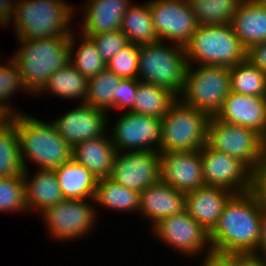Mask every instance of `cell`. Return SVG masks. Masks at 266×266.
Segmentation results:
<instances>
[{"label": "cell", "instance_id": "ee69618b", "mask_svg": "<svg viewBox=\"0 0 266 266\" xmlns=\"http://www.w3.org/2000/svg\"><path fill=\"white\" fill-rule=\"evenodd\" d=\"M237 266H266V259L253 255L237 254Z\"/></svg>", "mask_w": 266, "mask_h": 266}, {"label": "cell", "instance_id": "cb8c5ba5", "mask_svg": "<svg viewBox=\"0 0 266 266\" xmlns=\"http://www.w3.org/2000/svg\"><path fill=\"white\" fill-rule=\"evenodd\" d=\"M230 24L246 50L266 41V8L256 0H242Z\"/></svg>", "mask_w": 266, "mask_h": 266}, {"label": "cell", "instance_id": "c3c4849f", "mask_svg": "<svg viewBox=\"0 0 266 266\" xmlns=\"http://www.w3.org/2000/svg\"><path fill=\"white\" fill-rule=\"evenodd\" d=\"M258 3H260L264 8H266V0H256Z\"/></svg>", "mask_w": 266, "mask_h": 266}, {"label": "cell", "instance_id": "603a6c76", "mask_svg": "<svg viewBox=\"0 0 266 266\" xmlns=\"http://www.w3.org/2000/svg\"><path fill=\"white\" fill-rule=\"evenodd\" d=\"M29 172L28 169H25L22 173L28 212L36 211L40 215L46 208L64 200L54 170L38 169L32 175L33 177L29 176Z\"/></svg>", "mask_w": 266, "mask_h": 266}, {"label": "cell", "instance_id": "8d00e7d4", "mask_svg": "<svg viewBox=\"0 0 266 266\" xmlns=\"http://www.w3.org/2000/svg\"><path fill=\"white\" fill-rule=\"evenodd\" d=\"M139 68V46L129 43L107 63L106 69L122 79L137 78Z\"/></svg>", "mask_w": 266, "mask_h": 266}, {"label": "cell", "instance_id": "7402d4cb", "mask_svg": "<svg viewBox=\"0 0 266 266\" xmlns=\"http://www.w3.org/2000/svg\"><path fill=\"white\" fill-rule=\"evenodd\" d=\"M116 153L107 131L102 136L72 147V159L90 171L97 180L110 177Z\"/></svg>", "mask_w": 266, "mask_h": 266}, {"label": "cell", "instance_id": "44dd1931", "mask_svg": "<svg viewBox=\"0 0 266 266\" xmlns=\"http://www.w3.org/2000/svg\"><path fill=\"white\" fill-rule=\"evenodd\" d=\"M233 193L221 187L203 186L186 193V211L209 233Z\"/></svg>", "mask_w": 266, "mask_h": 266}, {"label": "cell", "instance_id": "f546056e", "mask_svg": "<svg viewBox=\"0 0 266 266\" xmlns=\"http://www.w3.org/2000/svg\"><path fill=\"white\" fill-rule=\"evenodd\" d=\"M75 34L76 31H72L69 37L70 64L87 78L98 75L106 69V62L100 56L95 43L90 37L77 33L80 40H76L75 36L77 35Z\"/></svg>", "mask_w": 266, "mask_h": 266}, {"label": "cell", "instance_id": "d6a6232c", "mask_svg": "<svg viewBox=\"0 0 266 266\" xmlns=\"http://www.w3.org/2000/svg\"><path fill=\"white\" fill-rule=\"evenodd\" d=\"M230 91L242 95L266 97V74L247 58L229 68Z\"/></svg>", "mask_w": 266, "mask_h": 266}, {"label": "cell", "instance_id": "b9f144b4", "mask_svg": "<svg viewBox=\"0 0 266 266\" xmlns=\"http://www.w3.org/2000/svg\"><path fill=\"white\" fill-rule=\"evenodd\" d=\"M246 58L266 74V41L247 49Z\"/></svg>", "mask_w": 266, "mask_h": 266}, {"label": "cell", "instance_id": "ffe728a7", "mask_svg": "<svg viewBox=\"0 0 266 266\" xmlns=\"http://www.w3.org/2000/svg\"><path fill=\"white\" fill-rule=\"evenodd\" d=\"M132 0H87L81 7L85 36L121 30L123 17Z\"/></svg>", "mask_w": 266, "mask_h": 266}, {"label": "cell", "instance_id": "9c48e42d", "mask_svg": "<svg viewBox=\"0 0 266 266\" xmlns=\"http://www.w3.org/2000/svg\"><path fill=\"white\" fill-rule=\"evenodd\" d=\"M207 144L244 163L253 173L266 157V140L255 130L210 116Z\"/></svg>", "mask_w": 266, "mask_h": 266}, {"label": "cell", "instance_id": "ab89813d", "mask_svg": "<svg viewBox=\"0 0 266 266\" xmlns=\"http://www.w3.org/2000/svg\"><path fill=\"white\" fill-rule=\"evenodd\" d=\"M202 266H237V254L221 253L211 250L204 253ZM200 265V266H201Z\"/></svg>", "mask_w": 266, "mask_h": 266}, {"label": "cell", "instance_id": "3957f363", "mask_svg": "<svg viewBox=\"0 0 266 266\" xmlns=\"http://www.w3.org/2000/svg\"><path fill=\"white\" fill-rule=\"evenodd\" d=\"M20 48L12 56L18 65L25 90L37 96L57 70L70 63L69 37L17 39Z\"/></svg>", "mask_w": 266, "mask_h": 266}, {"label": "cell", "instance_id": "1f68e13d", "mask_svg": "<svg viewBox=\"0 0 266 266\" xmlns=\"http://www.w3.org/2000/svg\"><path fill=\"white\" fill-rule=\"evenodd\" d=\"M121 79L108 69L88 78V93L84 103L109 113L117 104V89Z\"/></svg>", "mask_w": 266, "mask_h": 266}, {"label": "cell", "instance_id": "8fae6325", "mask_svg": "<svg viewBox=\"0 0 266 266\" xmlns=\"http://www.w3.org/2000/svg\"><path fill=\"white\" fill-rule=\"evenodd\" d=\"M122 113L108 131L117 152L157 151L162 153V118L134 112Z\"/></svg>", "mask_w": 266, "mask_h": 266}, {"label": "cell", "instance_id": "7a4b0ae2", "mask_svg": "<svg viewBox=\"0 0 266 266\" xmlns=\"http://www.w3.org/2000/svg\"><path fill=\"white\" fill-rule=\"evenodd\" d=\"M11 121L18 134L24 169H29L28 159L44 170H55L72 159V147L59 136L51 121L39 120L26 112L13 115Z\"/></svg>", "mask_w": 266, "mask_h": 266}, {"label": "cell", "instance_id": "74e56055", "mask_svg": "<svg viewBox=\"0 0 266 266\" xmlns=\"http://www.w3.org/2000/svg\"><path fill=\"white\" fill-rule=\"evenodd\" d=\"M89 37L106 63L129 44L126 35L121 30L93 34Z\"/></svg>", "mask_w": 266, "mask_h": 266}, {"label": "cell", "instance_id": "83f0119b", "mask_svg": "<svg viewBox=\"0 0 266 266\" xmlns=\"http://www.w3.org/2000/svg\"><path fill=\"white\" fill-rule=\"evenodd\" d=\"M121 31L129 43L137 46L160 42L154 30L148 1L144 4L133 3L128 8L122 20Z\"/></svg>", "mask_w": 266, "mask_h": 266}, {"label": "cell", "instance_id": "7c38bea8", "mask_svg": "<svg viewBox=\"0 0 266 266\" xmlns=\"http://www.w3.org/2000/svg\"><path fill=\"white\" fill-rule=\"evenodd\" d=\"M150 228H152V234L154 233L164 245L172 247L177 253L188 256L190 259L212 250L209 232L187 211L164 217Z\"/></svg>", "mask_w": 266, "mask_h": 266}, {"label": "cell", "instance_id": "30bf717a", "mask_svg": "<svg viewBox=\"0 0 266 266\" xmlns=\"http://www.w3.org/2000/svg\"><path fill=\"white\" fill-rule=\"evenodd\" d=\"M94 205L93 199H64L46 208L40 214L46 223L50 238L53 237V240L56 239L58 242H68L86 237L93 227L95 228L98 219Z\"/></svg>", "mask_w": 266, "mask_h": 266}, {"label": "cell", "instance_id": "7bdbcfd3", "mask_svg": "<svg viewBox=\"0 0 266 266\" xmlns=\"http://www.w3.org/2000/svg\"><path fill=\"white\" fill-rule=\"evenodd\" d=\"M266 259V207L261 204V220H260V238L258 249L253 255Z\"/></svg>", "mask_w": 266, "mask_h": 266}, {"label": "cell", "instance_id": "4fadbf2b", "mask_svg": "<svg viewBox=\"0 0 266 266\" xmlns=\"http://www.w3.org/2000/svg\"><path fill=\"white\" fill-rule=\"evenodd\" d=\"M149 8L160 42L186 47L197 28L186 0H150Z\"/></svg>", "mask_w": 266, "mask_h": 266}, {"label": "cell", "instance_id": "484cf974", "mask_svg": "<svg viewBox=\"0 0 266 266\" xmlns=\"http://www.w3.org/2000/svg\"><path fill=\"white\" fill-rule=\"evenodd\" d=\"M93 200L95 205L114 212L139 211V193L118 184L110 177L97 180Z\"/></svg>", "mask_w": 266, "mask_h": 266}, {"label": "cell", "instance_id": "ba28073f", "mask_svg": "<svg viewBox=\"0 0 266 266\" xmlns=\"http://www.w3.org/2000/svg\"><path fill=\"white\" fill-rule=\"evenodd\" d=\"M229 93V68L216 65H188L184 87L178 98L184 104L214 116Z\"/></svg>", "mask_w": 266, "mask_h": 266}, {"label": "cell", "instance_id": "60d3db41", "mask_svg": "<svg viewBox=\"0 0 266 266\" xmlns=\"http://www.w3.org/2000/svg\"><path fill=\"white\" fill-rule=\"evenodd\" d=\"M252 190L257 195L261 204L266 207V157L253 173Z\"/></svg>", "mask_w": 266, "mask_h": 266}, {"label": "cell", "instance_id": "f35d334b", "mask_svg": "<svg viewBox=\"0 0 266 266\" xmlns=\"http://www.w3.org/2000/svg\"><path fill=\"white\" fill-rule=\"evenodd\" d=\"M138 82V78L121 79L117 89V104L114 106V110L129 112L133 108Z\"/></svg>", "mask_w": 266, "mask_h": 266}, {"label": "cell", "instance_id": "ac0fdd59", "mask_svg": "<svg viewBox=\"0 0 266 266\" xmlns=\"http://www.w3.org/2000/svg\"><path fill=\"white\" fill-rule=\"evenodd\" d=\"M213 117L255 130L266 140V97L230 91Z\"/></svg>", "mask_w": 266, "mask_h": 266}, {"label": "cell", "instance_id": "bcb514c9", "mask_svg": "<svg viewBox=\"0 0 266 266\" xmlns=\"http://www.w3.org/2000/svg\"><path fill=\"white\" fill-rule=\"evenodd\" d=\"M12 116L9 110L0 105V131L11 122Z\"/></svg>", "mask_w": 266, "mask_h": 266}, {"label": "cell", "instance_id": "6da1fadb", "mask_svg": "<svg viewBox=\"0 0 266 266\" xmlns=\"http://www.w3.org/2000/svg\"><path fill=\"white\" fill-rule=\"evenodd\" d=\"M261 202L253 190L233 194L209 233L211 249L221 253L254 255L260 238Z\"/></svg>", "mask_w": 266, "mask_h": 266}, {"label": "cell", "instance_id": "5b68a950", "mask_svg": "<svg viewBox=\"0 0 266 266\" xmlns=\"http://www.w3.org/2000/svg\"><path fill=\"white\" fill-rule=\"evenodd\" d=\"M188 65H216L227 68L246 59L247 50L226 25H198L185 47Z\"/></svg>", "mask_w": 266, "mask_h": 266}, {"label": "cell", "instance_id": "836d02e7", "mask_svg": "<svg viewBox=\"0 0 266 266\" xmlns=\"http://www.w3.org/2000/svg\"><path fill=\"white\" fill-rule=\"evenodd\" d=\"M24 170L18 134L11 121L0 131V178L20 176Z\"/></svg>", "mask_w": 266, "mask_h": 266}, {"label": "cell", "instance_id": "d6986e66", "mask_svg": "<svg viewBox=\"0 0 266 266\" xmlns=\"http://www.w3.org/2000/svg\"><path fill=\"white\" fill-rule=\"evenodd\" d=\"M186 211V193L159 181L139 193V211L151 221V227L167 216L182 214Z\"/></svg>", "mask_w": 266, "mask_h": 266}, {"label": "cell", "instance_id": "e575fe53", "mask_svg": "<svg viewBox=\"0 0 266 266\" xmlns=\"http://www.w3.org/2000/svg\"><path fill=\"white\" fill-rule=\"evenodd\" d=\"M0 212L28 213L23 175L0 178Z\"/></svg>", "mask_w": 266, "mask_h": 266}, {"label": "cell", "instance_id": "9a60e30c", "mask_svg": "<svg viewBox=\"0 0 266 266\" xmlns=\"http://www.w3.org/2000/svg\"><path fill=\"white\" fill-rule=\"evenodd\" d=\"M120 185L141 193L160 181V153L157 151H124L114 157L110 175Z\"/></svg>", "mask_w": 266, "mask_h": 266}, {"label": "cell", "instance_id": "f1b7e54d", "mask_svg": "<svg viewBox=\"0 0 266 266\" xmlns=\"http://www.w3.org/2000/svg\"><path fill=\"white\" fill-rule=\"evenodd\" d=\"M178 96L170 89L155 84L138 82L131 112L163 118Z\"/></svg>", "mask_w": 266, "mask_h": 266}, {"label": "cell", "instance_id": "4316f807", "mask_svg": "<svg viewBox=\"0 0 266 266\" xmlns=\"http://www.w3.org/2000/svg\"><path fill=\"white\" fill-rule=\"evenodd\" d=\"M50 94L58 98L81 100L84 103L88 93V78L83 76L70 63L56 72L48 79L45 87L38 94Z\"/></svg>", "mask_w": 266, "mask_h": 266}, {"label": "cell", "instance_id": "e0dca14e", "mask_svg": "<svg viewBox=\"0 0 266 266\" xmlns=\"http://www.w3.org/2000/svg\"><path fill=\"white\" fill-rule=\"evenodd\" d=\"M201 149L160 153V181L187 193L203 187Z\"/></svg>", "mask_w": 266, "mask_h": 266}, {"label": "cell", "instance_id": "7dc6e473", "mask_svg": "<svg viewBox=\"0 0 266 266\" xmlns=\"http://www.w3.org/2000/svg\"><path fill=\"white\" fill-rule=\"evenodd\" d=\"M8 24L9 23L6 20H4L3 18L0 17V27H2V26L6 27ZM0 57H1V55H0Z\"/></svg>", "mask_w": 266, "mask_h": 266}, {"label": "cell", "instance_id": "f6af8a7d", "mask_svg": "<svg viewBox=\"0 0 266 266\" xmlns=\"http://www.w3.org/2000/svg\"><path fill=\"white\" fill-rule=\"evenodd\" d=\"M15 3L16 0H0V17L8 23L14 16Z\"/></svg>", "mask_w": 266, "mask_h": 266}, {"label": "cell", "instance_id": "52a82bcc", "mask_svg": "<svg viewBox=\"0 0 266 266\" xmlns=\"http://www.w3.org/2000/svg\"><path fill=\"white\" fill-rule=\"evenodd\" d=\"M209 118L178 98L162 118V153L202 149L207 143Z\"/></svg>", "mask_w": 266, "mask_h": 266}, {"label": "cell", "instance_id": "d590c367", "mask_svg": "<svg viewBox=\"0 0 266 266\" xmlns=\"http://www.w3.org/2000/svg\"><path fill=\"white\" fill-rule=\"evenodd\" d=\"M9 60L10 61L4 65L0 62V105L15 115L23 112L18 109H14L12 107V103L10 105V99L20 90V92L24 91L27 95H29V93L24 88L18 65L12 58Z\"/></svg>", "mask_w": 266, "mask_h": 266}, {"label": "cell", "instance_id": "4dcf8cb0", "mask_svg": "<svg viewBox=\"0 0 266 266\" xmlns=\"http://www.w3.org/2000/svg\"><path fill=\"white\" fill-rule=\"evenodd\" d=\"M197 25L230 24L242 0H186Z\"/></svg>", "mask_w": 266, "mask_h": 266}, {"label": "cell", "instance_id": "277c9868", "mask_svg": "<svg viewBox=\"0 0 266 266\" xmlns=\"http://www.w3.org/2000/svg\"><path fill=\"white\" fill-rule=\"evenodd\" d=\"M76 10L64 0H16L9 25L12 23L18 39L70 37Z\"/></svg>", "mask_w": 266, "mask_h": 266}, {"label": "cell", "instance_id": "8992f818", "mask_svg": "<svg viewBox=\"0 0 266 266\" xmlns=\"http://www.w3.org/2000/svg\"><path fill=\"white\" fill-rule=\"evenodd\" d=\"M187 66L184 47L167 42L139 46L137 78L140 82L165 87L179 96L184 87Z\"/></svg>", "mask_w": 266, "mask_h": 266}, {"label": "cell", "instance_id": "d4e9b609", "mask_svg": "<svg viewBox=\"0 0 266 266\" xmlns=\"http://www.w3.org/2000/svg\"><path fill=\"white\" fill-rule=\"evenodd\" d=\"M64 199L89 200L94 198L97 179L73 159L54 170Z\"/></svg>", "mask_w": 266, "mask_h": 266}, {"label": "cell", "instance_id": "2e32d148", "mask_svg": "<svg viewBox=\"0 0 266 266\" xmlns=\"http://www.w3.org/2000/svg\"><path fill=\"white\" fill-rule=\"evenodd\" d=\"M109 116L106 112L80 103L75 108L61 114L51 122L71 147L92 138L102 136L109 127Z\"/></svg>", "mask_w": 266, "mask_h": 266}, {"label": "cell", "instance_id": "5bb4252c", "mask_svg": "<svg viewBox=\"0 0 266 266\" xmlns=\"http://www.w3.org/2000/svg\"><path fill=\"white\" fill-rule=\"evenodd\" d=\"M201 158L205 186L221 187L233 194L252 190L253 172L240 160L212 149L207 143L201 149Z\"/></svg>", "mask_w": 266, "mask_h": 266}]
</instances>
